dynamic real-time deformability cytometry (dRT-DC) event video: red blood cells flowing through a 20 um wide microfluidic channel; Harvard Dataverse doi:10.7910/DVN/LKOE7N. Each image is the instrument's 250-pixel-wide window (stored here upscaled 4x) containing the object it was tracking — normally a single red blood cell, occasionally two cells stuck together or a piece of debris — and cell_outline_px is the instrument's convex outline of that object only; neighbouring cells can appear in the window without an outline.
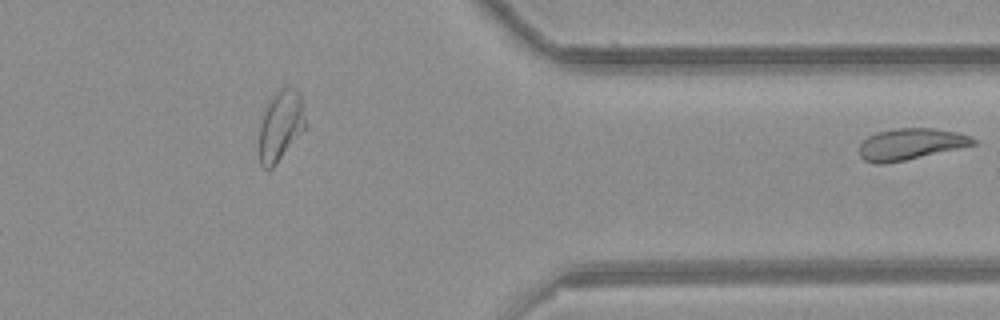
{"species": "common noctule bat (a hibernating species)", "species_latin": "Nyctalus noctula", "temperature_condition": "room temperature", "stored_images_in_passage": 38, "segment_of_instrument_passage": [2, 2], "camera_frame_rate_fps": 3000, "um_per_image_px": 0.085, "animal": {"sex": "female", "body_mass_g": 21.9}, "frame": {"image": 1, "passage_image": 38, "time_ms": 12.333, "image_size_px": [1000, 320], "cell_outline_px": [[976, 144], [904, 160], [884, 164], [876, 164], [864, 160], [860, 156], [860, 144], [868, 136], [876, 132], [896, 128], [932, 128], [956, 132], [972, 136], [976, 140]], "centroid_in_image_um": [77.38, 12.24], "position_along_channel_um": 334.0, "area_um2": 20.63}}